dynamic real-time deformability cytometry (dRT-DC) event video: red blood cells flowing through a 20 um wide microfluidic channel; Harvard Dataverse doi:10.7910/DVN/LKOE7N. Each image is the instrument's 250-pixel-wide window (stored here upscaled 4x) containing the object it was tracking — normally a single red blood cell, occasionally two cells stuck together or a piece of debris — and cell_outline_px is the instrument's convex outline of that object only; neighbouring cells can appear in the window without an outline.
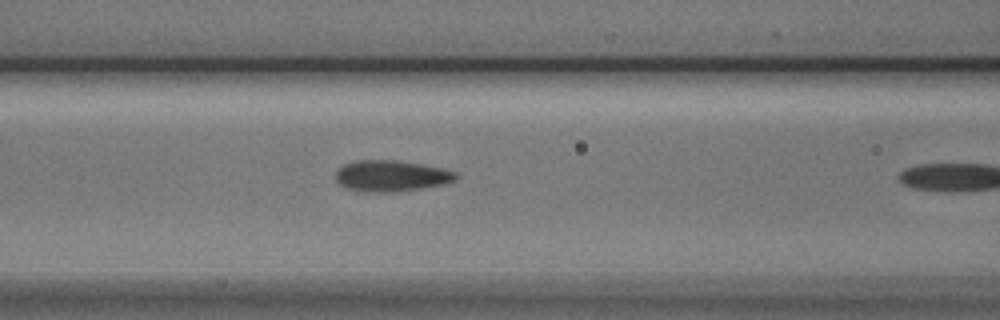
{"species": "Egyptian fruit bat (a non-hibernating species)", "species_latin": "Rousettus aegyptiacus", "temperature_condition": "cold", "stored_images_in_passage": 11, "camera_frame_rate_fps": 3000, "um_per_image_px": 0.085, "animal": {"sex": "male"}, "frame": {"image": 1, "passage_image": 10, "time_ms": 3.0, "image_size_px": [1000, 320], "cell_outline_px": [[460, 176], [456, 180], [444, 184], [420, 188], [392, 192], [364, 192], [348, 188], [340, 184], [336, 180], [336, 172], [344, 164], [356, 160], [396, 160], [420, 164], [440, 168], [456, 172]], "centroid_in_image_um": [33.26, 14.95], "position_along_channel_um": 133.3, "area_um2": 21.68}}